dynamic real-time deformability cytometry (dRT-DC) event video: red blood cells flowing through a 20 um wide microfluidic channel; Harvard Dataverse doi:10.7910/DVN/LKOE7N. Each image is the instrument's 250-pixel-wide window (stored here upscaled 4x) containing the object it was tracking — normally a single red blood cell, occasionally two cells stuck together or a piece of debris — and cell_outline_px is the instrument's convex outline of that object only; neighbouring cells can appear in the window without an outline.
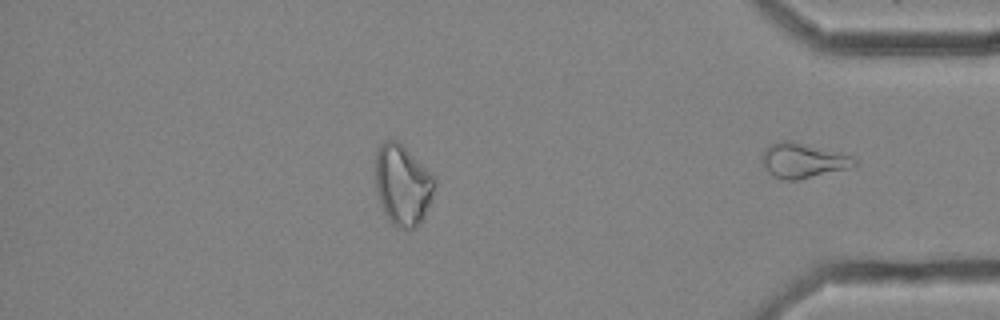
{"species": "common noctule bat (a hibernating species)", "species_latin": "Nyctalus noctula", "temperature_condition": "cold", "stored_images_in_passage": 50, "segment_of_instrument_passage": [2, 2], "camera_frame_rate_fps": 3000, "um_per_image_px": 0.085, "animal": {"sex": "female", "body_mass_g": 25.1}, "frame": {"image": 1, "passage_image": 50, "time_ms": 16.333, "image_size_px": [1000, 320], "cell_outline_px": [[856, 164], [848, 168], [796, 180], [784, 180], [772, 176], [760, 164], [760, 156], [764, 148], [780, 140], [792, 140], [852, 156], [856, 160]], "centroid_in_image_um": [68.15, 13.63], "position_along_channel_um": 367.0, "area_um2": 18.84}}